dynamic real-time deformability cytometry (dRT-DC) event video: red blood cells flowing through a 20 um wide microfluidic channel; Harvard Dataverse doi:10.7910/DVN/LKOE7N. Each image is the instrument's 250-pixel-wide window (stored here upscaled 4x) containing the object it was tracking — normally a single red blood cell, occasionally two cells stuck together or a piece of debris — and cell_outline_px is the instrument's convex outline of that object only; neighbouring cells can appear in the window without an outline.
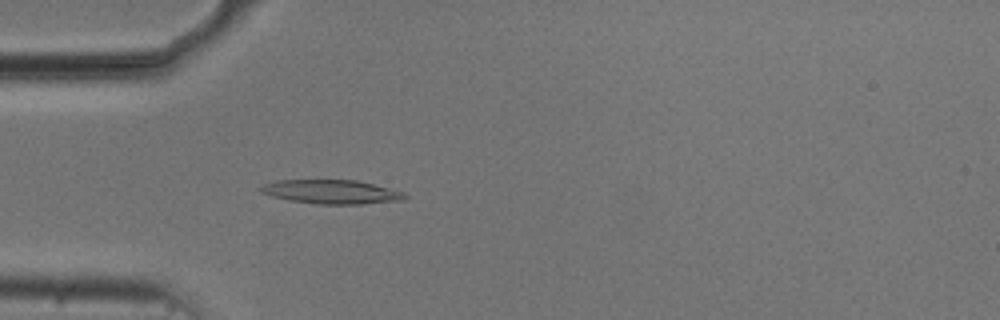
{"species": "common noctule bat (a hibernating species)", "species_latin": "Nyctalus noctula", "temperature_condition": "cold", "stored_images_in_passage": 54, "camera_frame_rate_fps": 3000, "um_per_image_px": 0.085, "animal": {"sex": "male", "body_mass_g": 20.5, "forearm_length_mm": 52.5}, "frame": {"image": 1, "passage_image": 16, "time_ms": 5.0, "image_size_px": [1000, 320], "cell_outline_px": [[408, 196], [404, 200], [364, 204], [316, 204], [288, 200], [272, 196], [260, 192], [260, 188], [264, 184], [276, 180], [356, 180], [404, 192]], "centroid_in_image_um": [28.18, 16.31], "position_along_channel_um": 56.8, "area_um2": 20.11}}
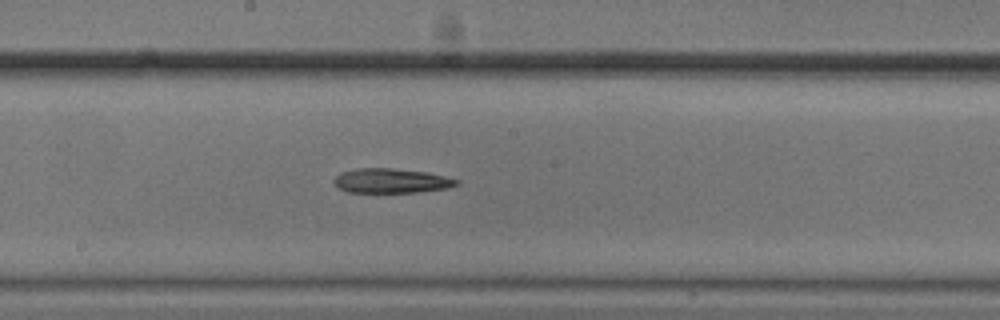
{"frame": {"image": 2, "passage_image": 29, "time_ms": 9.333, "image_size_px": [1000, 320], "cell_outline_px": [[460, 184], [448, 188], [416, 192], [348, 192], [340, 188], [332, 180], [340, 172], [356, 168], [392, 168], [428, 172], [460, 180]], "centroid_in_image_um": [33.27, 15.36], "position_along_channel_um": 214.9, "area_um2": 17.57}}
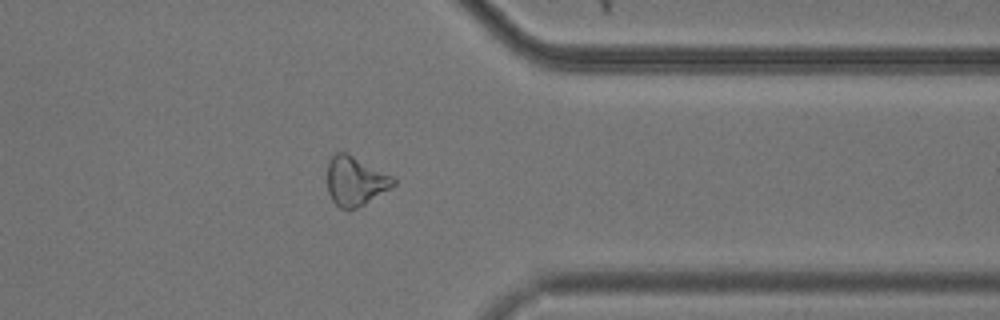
{"frame": {"image": 3, "passage_image": 43, "time_ms": 14.0, "image_size_px": [1000, 320], "cell_outline_px": [[396, 184], [364, 204], [348, 212], [340, 208], [332, 200], [328, 192], [328, 160], [336, 152], [348, 152], [392, 176], [396, 180]], "centroid_in_image_um": [30.18, 15.39], "position_along_channel_um": 381.2, "area_um2": 19.02}}